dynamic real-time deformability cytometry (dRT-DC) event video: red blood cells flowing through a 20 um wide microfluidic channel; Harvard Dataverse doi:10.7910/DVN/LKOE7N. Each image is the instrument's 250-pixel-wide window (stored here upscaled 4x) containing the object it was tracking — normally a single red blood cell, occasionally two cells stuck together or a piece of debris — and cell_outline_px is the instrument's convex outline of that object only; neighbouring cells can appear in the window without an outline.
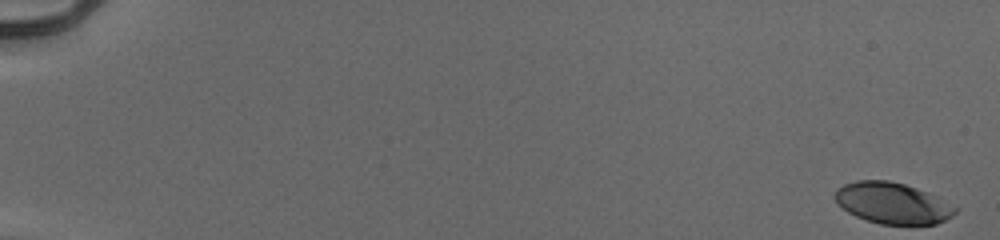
{"species": "human", "species_latin": "Homo sapiens", "temperature_condition": "cold", "stored_images_in_passage": 55, "camera_frame_rate_fps": 3000, "um_per_image_px": 0.085, "donor": {"sex": "male"}, "frame": {"image": 1, "passage_image": 1, "time_ms": 0.0, "image_size_px": [1000, 240], "cell_outline_px": [[956, 212], [952, 216], [936, 224], [880, 224], [856, 216], [848, 212], [836, 204], [832, 196], [836, 188], [844, 184], [856, 180], [888, 180], [904, 184], [916, 188], [956, 208]], "centroid_in_image_um": [75.75, 17.26], "position_along_channel_um": 9.3, "area_um2": 28.5}}
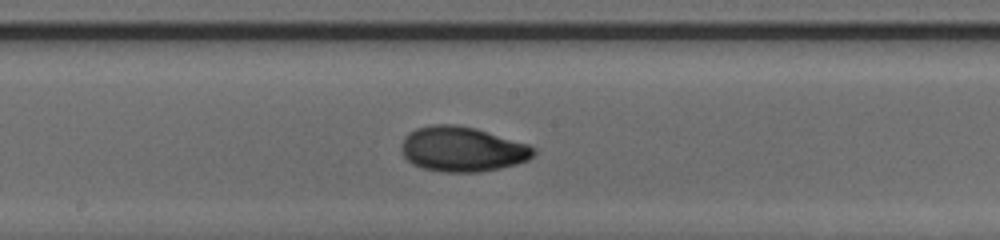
{"frame": {"image": 2, "passage_image": 32, "time_ms": 10.333, "image_size_px": [1000, 240], "cell_outline_px": [[536, 152], [528, 160], [516, 164], [500, 168], [480, 172], [440, 172], [424, 168], [412, 164], [400, 152], [400, 144], [404, 136], [408, 132], [416, 128], [432, 124], [456, 124], [476, 128], [528, 144], [536, 148]], "centroid_in_image_um": [39.26, 12.67], "position_along_channel_um": 208.9, "area_um2": 35.03}}
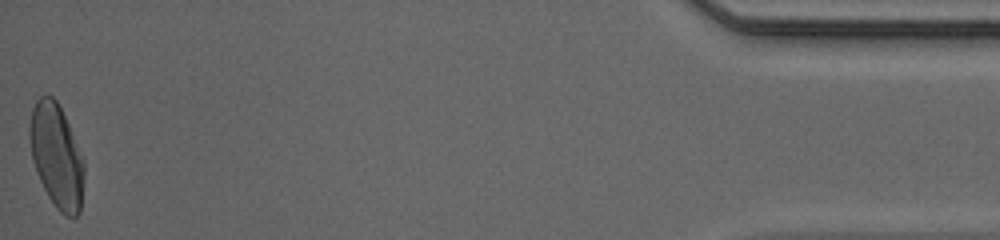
{"frame": {"image": 3, "passage_image": 55, "time_ms": 18.0, "image_size_px": [1000, 240], "cell_outline_px": [[84, 176], [80, 212], [76, 216], [64, 216], [56, 208], [48, 196], [36, 172], [32, 160], [28, 132], [28, 128], [32, 108], [36, 100], [40, 96], [52, 96], [56, 100], [68, 124], [84, 160]], "centroid_in_image_um": [4.79, 13.27], "position_along_channel_um": 430.4, "area_um2": 32.89}, "authors_computed_cell_mechanics": {"area_um2": 32.1368, "velocity_mm_per_s": 3.9385, "shape_relaxation_time_tau1_ms": 3.9276, "shape_relaxation_time_tau2_ms": 1.1189, "deformation_change_tau1": 0.1789, "deformation_change_tau2": 0.0478}}